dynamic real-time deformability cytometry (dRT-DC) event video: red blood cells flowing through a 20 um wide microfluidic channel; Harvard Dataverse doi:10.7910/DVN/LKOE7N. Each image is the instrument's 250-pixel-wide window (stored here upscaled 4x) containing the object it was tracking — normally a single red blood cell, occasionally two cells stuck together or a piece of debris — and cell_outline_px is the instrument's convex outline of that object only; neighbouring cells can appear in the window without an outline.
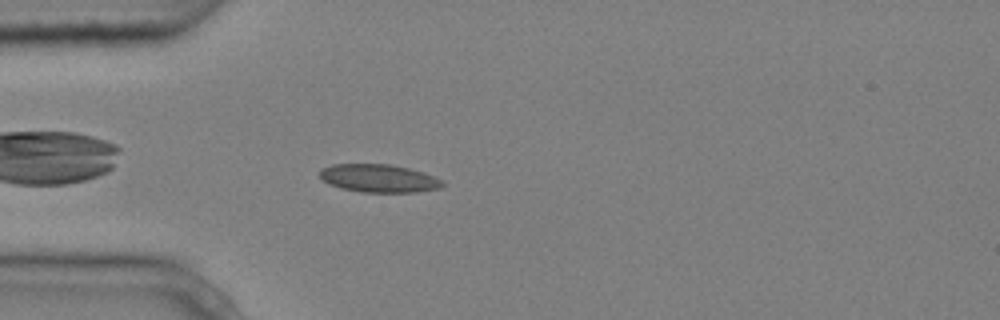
{"species": "common noctule bat (a hibernating species)", "species_latin": "Nyctalus noctula", "temperature_condition": "cold", "stored_images_in_passage": 2, "camera_frame_rate_fps": 3000, "um_per_image_px": 0.085, "animal": {"sex": "male", "body_mass_g": 20.4}, "frame": {"image": 1, "passage_image": 2, "time_ms": 0.333, "image_size_px": [1000, 320], "cell_outline_px": [[444, 184], [440, 188], [416, 192], [360, 192], [340, 188], [328, 184], [320, 176], [320, 168], [332, 164], [392, 164], [424, 172], [444, 180]], "centroid_in_image_um": [32.21, 15.15], "position_along_channel_um": 52.8, "area_um2": 20.23}}